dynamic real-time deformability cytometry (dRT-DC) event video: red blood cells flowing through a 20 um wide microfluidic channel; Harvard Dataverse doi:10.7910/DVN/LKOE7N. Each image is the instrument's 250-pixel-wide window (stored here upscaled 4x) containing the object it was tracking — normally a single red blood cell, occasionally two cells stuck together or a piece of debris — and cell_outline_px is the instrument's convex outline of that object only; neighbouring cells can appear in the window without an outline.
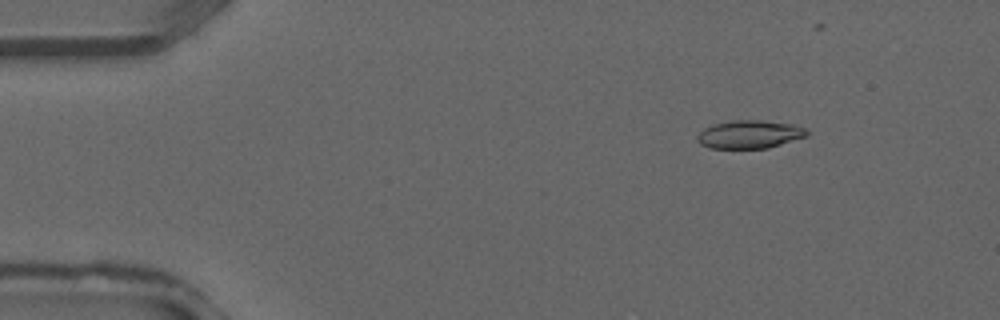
{"species": "common noctule bat (a hibernating species)", "species_latin": "Nyctalus noctula", "temperature_condition": "warm", "stored_images_in_passage": 37, "camera_frame_rate_fps": 3000, "um_per_image_px": 0.085, "animal": {"sex": "male", "forearm_length_mm": 52.5}, "frame": {"image": 1, "passage_image": 5, "time_ms": 1.333, "image_size_px": [1000, 320], "cell_outline_px": [[808, 136], [768, 148], [708, 148], [700, 144], [696, 140], [696, 136], [704, 128], [712, 124], [732, 120], [760, 120], [792, 124], [804, 128], [808, 132]], "centroid_in_image_um": [63.68, 11.42], "position_along_channel_um": 21.3, "area_um2": 18.03}}
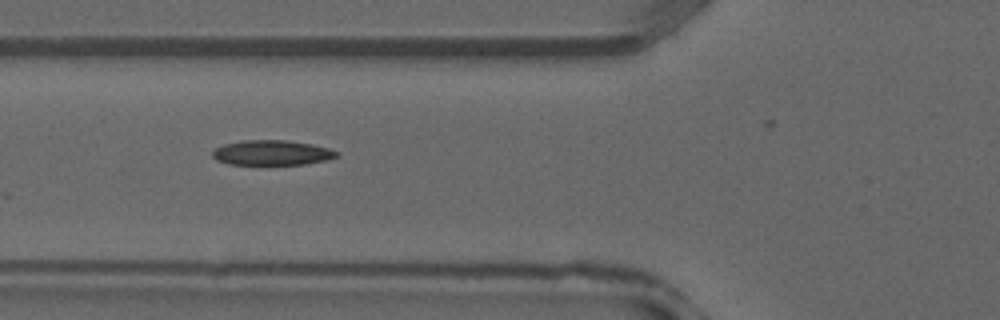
{"frame": {"image": 2, "passage_image": 14, "time_ms": 4.333, "image_size_px": [1000, 320], "cell_outline_px": [[340, 152], [336, 156], [328, 160], [304, 164], [228, 164], [216, 160], [212, 156], [212, 152], [216, 148], [224, 144], [244, 140], [284, 140], [312, 144], [328, 148]], "centroid_in_image_um": [23.11, 12.98], "position_along_channel_um": 102.7, "area_um2": 17.98}}
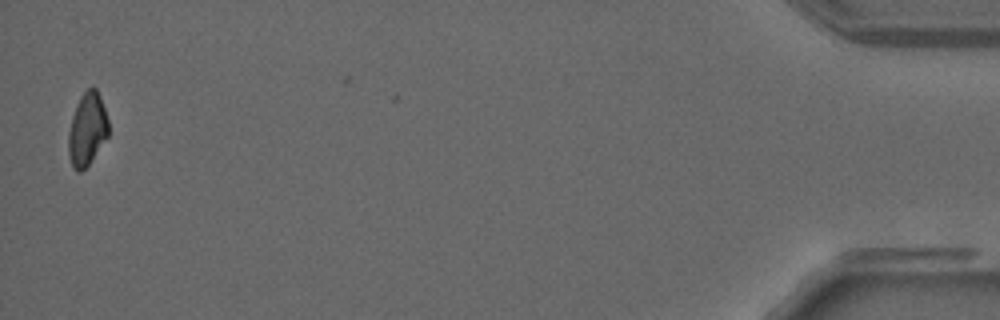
{"frame": {"image": 3, "passage_image": 37, "time_ms": 12.0, "image_size_px": [1000, 320], "cell_outline_px": [[108, 136], [88, 164], [80, 172], [76, 172], [72, 168], [68, 156], [68, 132], [72, 116], [76, 104], [80, 96], [88, 88], [96, 88], [100, 96], [108, 120]], "centroid_in_image_um": [7.38, 11.0], "position_along_channel_um": 427.8, "area_um2": 16.99}}